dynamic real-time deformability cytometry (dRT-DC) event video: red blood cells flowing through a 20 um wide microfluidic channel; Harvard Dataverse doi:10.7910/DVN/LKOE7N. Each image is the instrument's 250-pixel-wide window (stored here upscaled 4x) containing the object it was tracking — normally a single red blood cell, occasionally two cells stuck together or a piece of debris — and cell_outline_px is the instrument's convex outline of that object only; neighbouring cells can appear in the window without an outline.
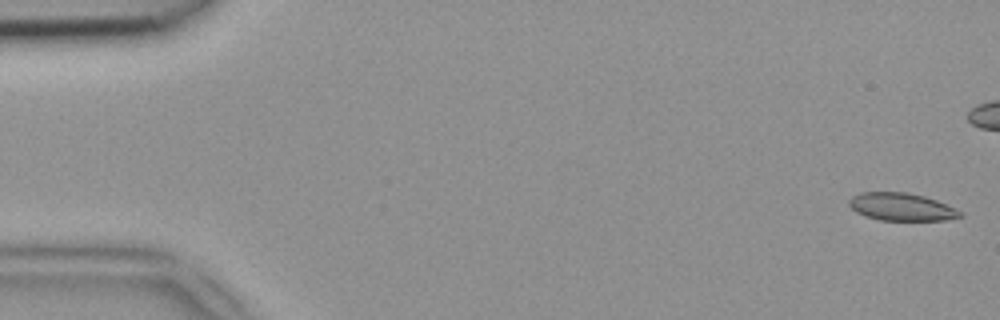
{"species": "common noctule bat (a hibernating species)", "species_latin": "Nyctalus noctula", "temperature_condition": "room temperature", "stored_images_in_passage": 50, "camera_frame_rate_fps": 3000, "um_per_image_px": 0.085, "animal": {"sex": "female", "body_mass_g": 18.4}, "frame": {"image": 1, "passage_image": 1, "time_ms": 0.0, "image_size_px": [1000, 320], "cell_outline_px": [[964, 216], [944, 220], [880, 220], [864, 216], [856, 212], [848, 204], [848, 200], [852, 196], [860, 192], [904, 192], [924, 196], [936, 200], [964, 212]], "centroid_in_image_um": [76.62, 17.58], "position_along_channel_um": 8.4, "area_um2": 17.98}}
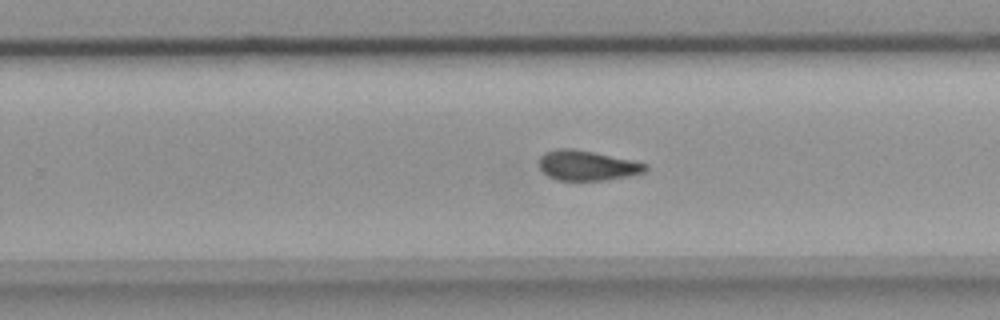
{"frame": {"image": 2, "passage_image": 31, "time_ms": 10.0, "image_size_px": [1000, 320], "cell_outline_px": [[648, 168], [644, 172], [628, 176], [604, 180], [556, 180], [548, 176], [540, 168], [540, 156], [544, 152], [556, 148], [572, 148], [632, 160], [648, 164]], "centroid_in_image_um": [49.89, 14.06], "position_along_channel_um": 279.9, "area_um2": 18.5}}
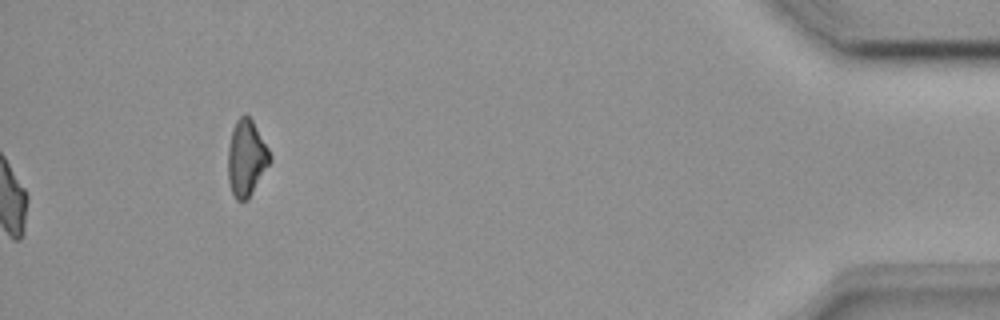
{"frame": {"image": 3, "passage_image": 50, "time_ms": 16.333, "image_size_px": [1000, 320], "cell_outline_px": [[272, 160], [248, 200], [236, 200], [232, 192], [228, 180], [228, 148], [232, 128], [236, 120], [240, 116], [248, 116], [252, 120], [268, 148], [272, 156]], "centroid_in_image_um": [20.94, 13.45], "position_along_channel_um": 414.3, "area_um2": 18.61}}